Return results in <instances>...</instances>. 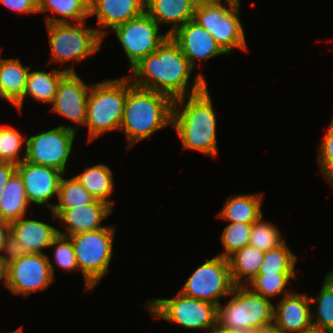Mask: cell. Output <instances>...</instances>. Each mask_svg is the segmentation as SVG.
Masks as SVG:
<instances>
[{"label": "cell", "instance_id": "1", "mask_svg": "<svg viewBox=\"0 0 333 333\" xmlns=\"http://www.w3.org/2000/svg\"><path fill=\"white\" fill-rule=\"evenodd\" d=\"M194 69L169 36L154 53L143 58L130 70L128 78L137 87L166 94L175 100L200 93L207 87L206 77L200 72L195 75L193 85L190 86Z\"/></svg>", "mask_w": 333, "mask_h": 333}, {"label": "cell", "instance_id": "2", "mask_svg": "<svg viewBox=\"0 0 333 333\" xmlns=\"http://www.w3.org/2000/svg\"><path fill=\"white\" fill-rule=\"evenodd\" d=\"M216 121L208 87L200 93L173 100L172 128L184 149L216 157L219 152Z\"/></svg>", "mask_w": 333, "mask_h": 333}, {"label": "cell", "instance_id": "3", "mask_svg": "<svg viewBox=\"0 0 333 333\" xmlns=\"http://www.w3.org/2000/svg\"><path fill=\"white\" fill-rule=\"evenodd\" d=\"M173 100L166 94L137 87L127 78V97L120 127L130 149L157 130L172 125Z\"/></svg>", "mask_w": 333, "mask_h": 333}, {"label": "cell", "instance_id": "4", "mask_svg": "<svg viewBox=\"0 0 333 333\" xmlns=\"http://www.w3.org/2000/svg\"><path fill=\"white\" fill-rule=\"evenodd\" d=\"M87 98L88 143L100 135L120 130L127 97V77L91 85Z\"/></svg>", "mask_w": 333, "mask_h": 333}, {"label": "cell", "instance_id": "5", "mask_svg": "<svg viewBox=\"0 0 333 333\" xmlns=\"http://www.w3.org/2000/svg\"><path fill=\"white\" fill-rule=\"evenodd\" d=\"M115 232L116 227L107 225L99 230L68 236L73 244L79 270L83 274L86 291L94 289L109 272Z\"/></svg>", "mask_w": 333, "mask_h": 333}, {"label": "cell", "instance_id": "6", "mask_svg": "<svg viewBox=\"0 0 333 333\" xmlns=\"http://www.w3.org/2000/svg\"><path fill=\"white\" fill-rule=\"evenodd\" d=\"M231 299L217 306L216 325L234 330H256L274 321L270 299L255 294L247 286H235Z\"/></svg>", "mask_w": 333, "mask_h": 333}, {"label": "cell", "instance_id": "7", "mask_svg": "<svg viewBox=\"0 0 333 333\" xmlns=\"http://www.w3.org/2000/svg\"><path fill=\"white\" fill-rule=\"evenodd\" d=\"M86 22L46 24L51 62L80 63L100 51L104 38Z\"/></svg>", "mask_w": 333, "mask_h": 333}, {"label": "cell", "instance_id": "8", "mask_svg": "<svg viewBox=\"0 0 333 333\" xmlns=\"http://www.w3.org/2000/svg\"><path fill=\"white\" fill-rule=\"evenodd\" d=\"M224 1L225 3L222 0L215 4L195 7L194 20L205 28L230 56L236 49L246 51L248 47L240 19V2Z\"/></svg>", "mask_w": 333, "mask_h": 333}, {"label": "cell", "instance_id": "9", "mask_svg": "<svg viewBox=\"0 0 333 333\" xmlns=\"http://www.w3.org/2000/svg\"><path fill=\"white\" fill-rule=\"evenodd\" d=\"M150 315L186 329H201L204 333L216 326L217 305L178 292L171 299H154L145 303Z\"/></svg>", "mask_w": 333, "mask_h": 333}, {"label": "cell", "instance_id": "10", "mask_svg": "<svg viewBox=\"0 0 333 333\" xmlns=\"http://www.w3.org/2000/svg\"><path fill=\"white\" fill-rule=\"evenodd\" d=\"M79 127L60 125L27 138L25 161L54 168L65 175Z\"/></svg>", "mask_w": 333, "mask_h": 333}, {"label": "cell", "instance_id": "11", "mask_svg": "<svg viewBox=\"0 0 333 333\" xmlns=\"http://www.w3.org/2000/svg\"><path fill=\"white\" fill-rule=\"evenodd\" d=\"M235 286L228 259L216 255L197 267L179 292L218 306L220 298L229 296Z\"/></svg>", "mask_w": 333, "mask_h": 333}, {"label": "cell", "instance_id": "12", "mask_svg": "<svg viewBox=\"0 0 333 333\" xmlns=\"http://www.w3.org/2000/svg\"><path fill=\"white\" fill-rule=\"evenodd\" d=\"M159 30L160 26L146 12L111 30L122 45L130 70L170 36L167 32L160 34Z\"/></svg>", "mask_w": 333, "mask_h": 333}, {"label": "cell", "instance_id": "13", "mask_svg": "<svg viewBox=\"0 0 333 333\" xmlns=\"http://www.w3.org/2000/svg\"><path fill=\"white\" fill-rule=\"evenodd\" d=\"M54 266L46 254L29 253L6 266L7 287L14 295L43 291L55 280Z\"/></svg>", "mask_w": 333, "mask_h": 333}, {"label": "cell", "instance_id": "14", "mask_svg": "<svg viewBox=\"0 0 333 333\" xmlns=\"http://www.w3.org/2000/svg\"><path fill=\"white\" fill-rule=\"evenodd\" d=\"M90 87L76 71L67 72L58 84L50 111L71 120L74 124L85 126Z\"/></svg>", "mask_w": 333, "mask_h": 333}, {"label": "cell", "instance_id": "15", "mask_svg": "<svg viewBox=\"0 0 333 333\" xmlns=\"http://www.w3.org/2000/svg\"><path fill=\"white\" fill-rule=\"evenodd\" d=\"M17 172L23 179L29 204L46 205L52 211L55 204L49 200L58 196L60 180L64 174L54 168L25 160L17 165Z\"/></svg>", "mask_w": 333, "mask_h": 333}, {"label": "cell", "instance_id": "16", "mask_svg": "<svg viewBox=\"0 0 333 333\" xmlns=\"http://www.w3.org/2000/svg\"><path fill=\"white\" fill-rule=\"evenodd\" d=\"M170 37L177 43L193 68L197 59L205 62L212 57L227 54L212 35L194 19L178 27Z\"/></svg>", "mask_w": 333, "mask_h": 333}, {"label": "cell", "instance_id": "17", "mask_svg": "<svg viewBox=\"0 0 333 333\" xmlns=\"http://www.w3.org/2000/svg\"><path fill=\"white\" fill-rule=\"evenodd\" d=\"M113 213V207L105 201L95 199L87 205L75 208H53L51 215L60 220L67 233L58 230V234L71 236L80 232L99 230L107 227L101 223Z\"/></svg>", "mask_w": 333, "mask_h": 333}, {"label": "cell", "instance_id": "18", "mask_svg": "<svg viewBox=\"0 0 333 333\" xmlns=\"http://www.w3.org/2000/svg\"><path fill=\"white\" fill-rule=\"evenodd\" d=\"M146 0H90L89 15L96 16L97 32L105 38L109 31L145 12ZM105 29V30H104Z\"/></svg>", "mask_w": 333, "mask_h": 333}, {"label": "cell", "instance_id": "19", "mask_svg": "<svg viewBox=\"0 0 333 333\" xmlns=\"http://www.w3.org/2000/svg\"><path fill=\"white\" fill-rule=\"evenodd\" d=\"M310 297L293 292L274 305V322L286 333H299L313 327Z\"/></svg>", "mask_w": 333, "mask_h": 333}, {"label": "cell", "instance_id": "20", "mask_svg": "<svg viewBox=\"0 0 333 333\" xmlns=\"http://www.w3.org/2000/svg\"><path fill=\"white\" fill-rule=\"evenodd\" d=\"M145 12L159 25H172L170 35L178 27L194 19L195 6L189 0H146Z\"/></svg>", "mask_w": 333, "mask_h": 333}, {"label": "cell", "instance_id": "21", "mask_svg": "<svg viewBox=\"0 0 333 333\" xmlns=\"http://www.w3.org/2000/svg\"><path fill=\"white\" fill-rule=\"evenodd\" d=\"M67 72H75L74 67L67 68L66 66V69L62 70L52 68L50 72L29 70L23 97L14 107H16L21 114L24 99L28 97L35 99L37 102L52 104L55 99L58 84Z\"/></svg>", "mask_w": 333, "mask_h": 333}, {"label": "cell", "instance_id": "22", "mask_svg": "<svg viewBox=\"0 0 333 333\" xmlns=\"http://www.w3.org/2000/svg\"><path fill=\"white\" fill-rule=\"evenodd\" d=\"M11 233L30 253L44 254L43 250L49 248L58 235V229L36 219H25L24 216L11 223Z\"/></svg>", "mask_w": 333, "mask_h": 333}, {"label": "cell", "instance_id": "23", "mask_svg": "<svg viewBox=\"0 0 333 333\" xmlns=\"http://www.w3.org/2000/svg\"><path fill=\"white\" fill-rule=\"evenodd\" d=\"M262 201L263 193L231 195L216 217L228 222L255 223L263 216Z\"/></svg>", "mask_w": 333, "mask_h": 333}, {"label": "cell", "instance_id": "24", "mask_svg": "<svg viewBox=\"0 0 333 333\" xmlns=\"http://www.w3.org/2000/svg\"><path fill=\"white\" fill-rule=\"evenodd\" d=\"M29 70L31 67L23 66L19 58L0 55V97L15 105L23 97Z\"/></svg>", "mask_w": 333, "mask_h": 333}, {"label": "cell", "instance_id": "25", "mask_svg": "<svg viewBox=\"0 0 333 333\" xmlns=\"http://www.w3.org/2000/svg\"><path fill=\"white\" fill-rule=\"evenodd\" d=\"M29 201L22 177L16 171L5 184L0 198V219L12 223L26 216Z\"/></svg>", "mask_w": 333, "mask_h": 333}, {"label": "cell", "instance_id": "26", "mask_svg": "<svg viewBox=\"0 0 333 333\" xmlns=\"http://www.w3.org/2000/svg\"><path fill=\"white\" fill-rule=\"evenodd\" d=\"M90 0H38V13L51 11L45 17L46 24L50 23H78L85 21L89 15ZM59 15V17L54 15ZM69 20V21H68Z\"/></svg>", "mask_w": 333, "mask_h": 333}, {"label": "cell", "instance_id": "27", "mask_svg": "<svg viewBox=\"0 0 333 333\" xmlns=\"http://www.w3.org/2000/svg\"><path fill=\"white\" fill-rule=\"evenodd\" d=\"M265 252L247 245L228 258L231 277L236 286H246L257 276L263 262Z\"/></svg>", "mask_w": 333, "mask_h": 333}, {"label": "cell", "instance_id": "28", "mask_svg": "<svg viewBox=\"0 0 333 333\" xmlns=\"http://www.w3.org/2000/svg\"><path fill=\"white\" fill-rule=\"evenodd\" d=\"M74 177L95 199L105 201L112 207L115 206L114 201L110 198L114 193L113 173L106 164L89 166Z\"/></svg>", "mask_w": 333, "mask_h": 333}, {"label": "cell", "instance_id": "29", "mask_svg": "<svg viewBox=\"0 0 333 333\" xmlns=\"http://www.w3.org/2000/svg\"><path fill=\"white\" fill-rule=\"evenodd\" d=\"M310 301L317 305L311 309L313 327L333 333V270L325 275L320 292L310 297Z\"/></svg>", "mask_w": 333, "mask_h": 333}, {"label": "cell", "instance_id": "30", "mask_svg": "<svg viewBox=\"0 0 333 333\" xmlns=\"http://www.w3.org/2000/svg\"><path fill=\"white\" fill-rule=\"evenodd\" d=\"M296 273H275L257 275L247 283V287L255 294L261 295L264 298H276V296H283L290 293L287 286L290 284L291 279L297 281Z\"/></svg>", "mask_w": 333, "mask_h": 333}, {"label": "cell", "instance_id": "31", "mask_svg": "<svg viewBox=\"0 0 333 333\" xmlns=\"http://www.w3.org/2000/svg\"><path fill=\"white\" fill-rule=\"evenodd\" d=\"M297 260V255L292 253L285 241L279 247L265 252L263 262L257 275L297 273V271H295Z\"/></svg>", "mask_w": 333, "mask_h": 333}, {"label": "cell", "instance_id": "32", "mask_svg": "<svg viewBox=\"0 0 333 333\" xmlns=\"http://www.w3.org/2000/svg\"><path fill=\"white\" fill-rule=\"evenodd\" d=\"M57 198L54 208H75L95 200L74 176L68 179L61 177Z\"/></svg>", "mask_w": 333, "mask_h": 333}, {"label": "cell", "instance_id": "33", "mask_svg": "<svg viewBox=\"0 0 333 333\" xmlns=\"http://www.w3.org/2000/svg\"><path fill=\"white\" fill-rule=\"evenodd\" d=\"M26 142L27 138L18 130L0 124V161L15 165L21 163L26 157ZM23 145L25 146V153L20 156Z\"/></svg>", "mask_w": 333, "mask_h": 333}, {"label": "cell", "instance_id": "34", "mask_svg": "<svg viewBox=\"0 0 333 333\" xmlns=\"http://www.w3.org/2000/svg\"><path fill=\"white\" fill-rule=\"evenodd\" d=\"M252 223L228 222L221 234L224 251L219 256L228 259L236 251L249 245Z\"/></svg>", "mask_w": 333, "mask_h": 333}, {"label": "cell", "instance_id": "35", "mask_svg": "<svg viewBox=\"0 0 333 333\" xmlns=\"http://www.w3.org/2000/svg\"><path fill=\"white\" fill-rule=\"evenodd\" d=\"M262 219L263 216L252 223L249 245L266 252L282 245L285 239H282V234L276 225Z\"/></svg>", "mask_w": 333, "mask_h": 333}, {"label": "cell", "instance_id": "36", "mask_svg": "<svg viewBox=\"0 0 333 333\" xmlns=\"http://www.w3.org/2000/svg\"><path fill=\"white\" fill-rule=\"evenodd\" d=\"M53 247L54 263L63 270L68 272H74L79 270L73 244L68 236L58 234L52 241L49 248Z\"/></svg>", "mask_w": 333, "mask_h": 333}, {"label": "cell", "instance_id": "37", "mask_svg": "<svg viewBox=\"0 0 333 333\" xmlns=\"http://www.w3.org/2000/svg\"><path fill=\"white\" fill-rule=\"evenodd\" d=\"M318 148L319 171L324 175L330 185H333V116L324 139Z\"/></svg>", "mask_w": 333, "mask_h": 333}, {"label": "cell", "instance_id": "38", "mask_svg": "<svg viewBox=\"0 0 333 333\" xmlns=\"http://www.w3.org/2000/svg\"><path fill=\"white\" fill-rule=\"evenodd\" d=\"M29 253L27 247L20 243L19 240L10 233L6 238L2 251L0 252V259L3 261V264L7 266L11 262Z\"/></svg>", "mask_w": 333, "mask_h": 333}, {"label": "cell", "instance_id": "39", "mask_svg": "<svg viewBox=\"0 0 333 333\" xmlns=\"http://www.w3.org/2000/svg\"><path fill=\"white\" fill-rule=\"evenodd\" d=\"M0 3L19 14L38 13V0H0Z\"/></svg>", "mask_w": 333, "mask_h": 333}, {"label": "cell", "instance_id": "40", "mask_svg": "<svg viewBox=\"0 0 333 333\" xmlns=\"http://www.w3.org/2000/svg\"><path fill=\"white\" fill-rule=\"evenodd\" d=\"M16 171L17 165L0 161V198L4 191L5 184Z\"/></svg>", "mask_w": 333, "mask_h": 333}, {"label": "cell", "instance_id": "41", "mask_svg": "<svg viewBox=\"0 0 333 333\" xmlns=\"http://www.w3.org/2000/svg\"><path fill=\"white\" fill-rule=\"evenodd\" d=\"M11 233V223L0 219V252L5 245L7 236Z\"/></svg>", "mask_w": 333, "mask_h": 333}, {"label": "cell", "instance_id": "42", "mask_svg": "<svg viewBox=\"0 0 333 333\" xmlns=\"http://www.w3.org/2000/svg\"><path fill=\"white\" fill-rule=\"evenodd\" d=\"M255 333H286L273 321L271 323L260 326L255 330Z\"/></svg>", "mask_w": 333, "mask_h": 333}, {"label": "cell", "instance_id": "43", "mask_svg": "<svg viewBox=\"0 0 333 333\" xmlns=\"http://www.w3.org/2000/svg\"><path fill=\"white\" fill-rule=\"evenodd\" d=\"M209 333H255V330H234V329L222 328L216 325L214 328H212L209 331Z\"/></svg>", "mask_w": 333, "mask_h": 333}, {"label": "cell", "instance_id": "44", "mask_svg": "<svg viewBox=\"0 0 333 333\" xmlns=\"http://www.w3.org/2000/svg\"><path fill=\"white\" fill-rule=\"evenodd\" d=\"M195 7L200 5L215 4L222 0H189Z\"/></svg>", "mask_w": 333, "mask_h": 333}, {"label": "cell", "instance_id": "45", "mask_svg": "<svg viewBox=\"0 0 333 333\" xmlns=\"http://www.w3.org/2000/svg\"><path fill=\"white\" fill-rule=\"evenodd\" d=\"M6 266L3 264V261L0 259V282L4 281V286L5 285V281H6Z\"/></svg>", "mask_w": 333, "mask_h": 333}, {"label": "cell", "instance_id": "46", "mask_svg": "<svg viewBox=\"0 0 333 333\" xmlns=\"http://www.w3.org/2000/svg\"><path fill=\"white\" fill-rule=\"evenodd\" d=\"M299 333H326L324 331H321L317 328L311 327L310 329L306 330V331H301Z\"/></svg>", "mask_w": 333, "mask_h": 333}, {"label": "cell", "instance_id": "47", "mask_svg": "<svg viewBox=\"0 0 333 333\" xmlns=\"http://www.w3.org/2000/svg\"><path fill=\"white\" fill-rule=\"evenodd\" d=\"M9 333H23L22 326L20 328H17L14 331L9 332Z\"/></svg>", "mask_w": 333, "mask_h": 333}]
</instances>
